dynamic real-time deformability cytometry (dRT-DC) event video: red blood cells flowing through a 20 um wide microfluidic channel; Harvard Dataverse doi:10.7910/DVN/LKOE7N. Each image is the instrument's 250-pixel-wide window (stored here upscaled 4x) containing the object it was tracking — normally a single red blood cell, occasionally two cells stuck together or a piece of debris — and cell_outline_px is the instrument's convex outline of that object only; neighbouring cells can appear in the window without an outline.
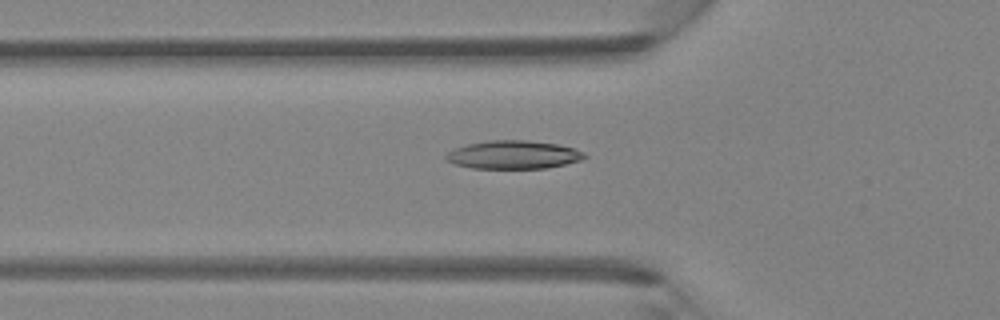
{"species": "Egyptian fruit bat (a non-hibernating species)", "species_latin": "Rousettus aegyptiacus", "temperature_condition": "room temperature", "stored_images_in_passage": 38, "camera_frame_rate_fps": 3000, "um_per_image_px": 0.085, "animal": {"sex": "female"}, "frame": {"image": 1, "passage_image": 8, "time_ms": 2.333, "image_size_px": [1000, 320], "cell_outline_px": [[588, 156], [580, 160], [548, 168], [472, 168], [452, 164], [444, 160], [444, 156], [448, 152], [456, 148], [468, 144], [492, 140], [528, 140], [556, 144], [572, 148], [584, 152]], "centroid_in_image_um": [43.6, 13.16], "position_along_channel_um": 82.2, "area_um2": 22.77}}
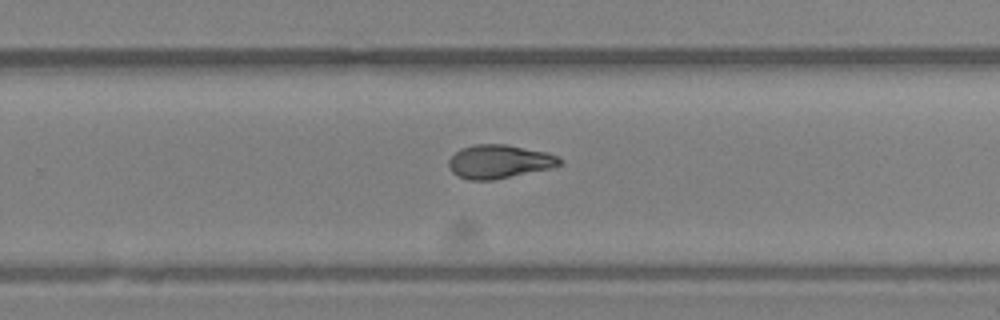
{"frame": {"image": 2, "passage_image": 22, "time_ms": 7.0, "image_size_px": [1000, 320], "cell_outline_px": [[564, 164], [552, 168], [492, 180], [468, 180], [456, 176], [452, 172], [448, 164], [448, 160], [460, 148], [476, 144], [504, 144], [548, 152], [564, 160]], "centroid_in_image_um": [42.45, 13.74], "position_along_channel_um": 287.4, "area_um2": 21.91}}
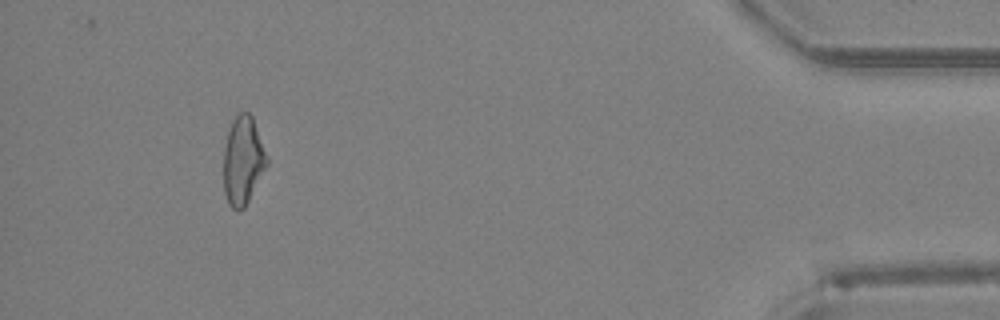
{"frame": {"image": 3, "passage_image": 35, "time_ms": 11.333, "image_size_px": [1000, 320], "cell_outline_px": [[268, 164], [244, 208], [240, 212], [236, 212], [228, 204], [224, 192], [224, 148], [228, 132], [232, 120], [240, 112], [248, 112], [252, 116], [268, 160]], "centroid_in_image_um": [20.63, 13.68], "position_along_channel_um": 414.6, "area_um2": 22.08}}